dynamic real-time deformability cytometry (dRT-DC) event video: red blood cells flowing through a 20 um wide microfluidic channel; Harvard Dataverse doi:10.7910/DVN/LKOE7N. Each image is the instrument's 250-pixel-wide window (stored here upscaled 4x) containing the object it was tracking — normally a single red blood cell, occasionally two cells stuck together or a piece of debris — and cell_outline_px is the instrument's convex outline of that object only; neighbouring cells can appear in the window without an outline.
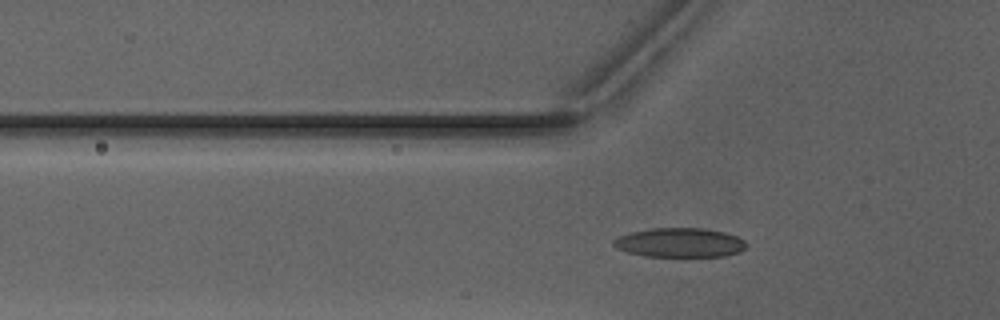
{"species": "Egyptian fruit bat (a non-hibernating species)", "species_latin": "Rousettus aegyptiacus", "temperature_condition": "warm", "stored_images_in_passage": 39, "camera_frame_rate_fps": 3000, "um_per_image_px": 0.085, "animal": {"sex": "male"}, "frame": {"image": 1, "passage_image": 14, "time_ms": 4.333, "image_size_px": [1000, 320], "cell_outline_px": [[744, 248], [740, 252], [724, 256], [644, 256], [628, 252], [616, 248], [612, 244], [612, 240], [620, 236], [632, 232], [652, 228], [704, 228], [724, 232], [736, 236], [744, 240]], "centroid_in_image_um": [57.76, 20.62], "position_along_channel_um": 68.0, "area_um2": 22.48}}
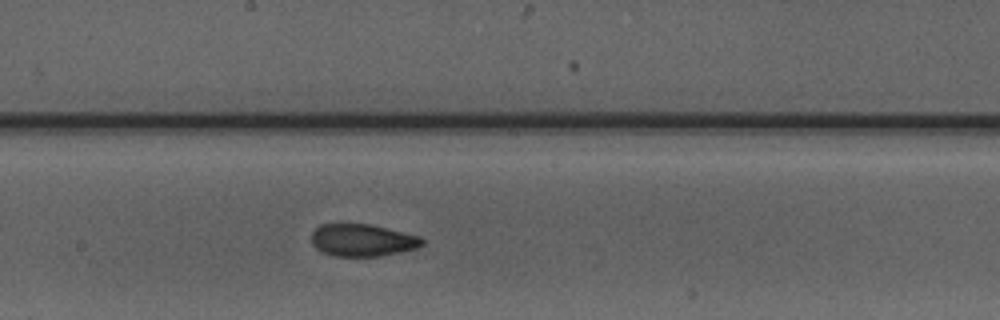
{"frame": {"image": 2, "passage_image": 25, "time_ms": 8.0, "image_size_px": [1000, 320], "cell_outline_px": [[424, 244], [416, 248], [400, 252], [380, 256], [332, 256], [316, 248], [312, 244], [312, 232], [320, 224], [368, 224], [420, 236], [424, 240]], "centroid_in_image_um": [30.8, 20.42], "position_along_channel_um": 217.4, "area_um2": 20.69}}
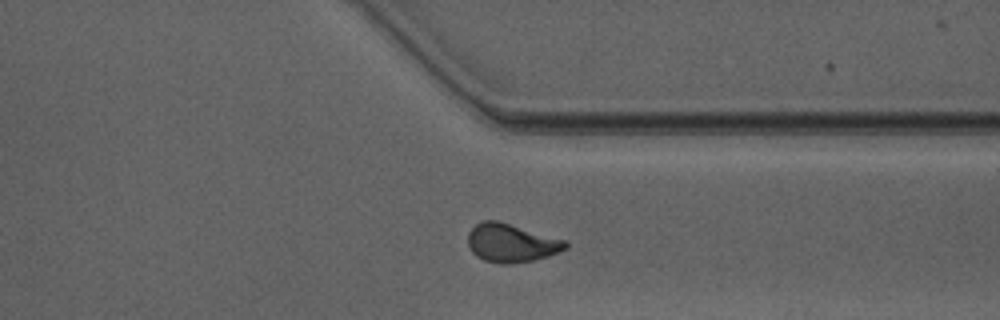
{"frame": {"image": 3, "passage_image": 36, "time_ms": 11.667, "image_size_px": [1000, 320], "cell_outline_px": [[568, 248], [548, 256], [532, 260], [512, 264], [504, 264], [484, 260], [476, 256], [472, 252], [468, 244], [468, 232], [476, 224], [484, 220], [496, 220], [568, 240]], "centroid_in_image_um": [43.48, 20.65], "position_along_channel_um": 367.9, "area_um2": 21.91}, "authors_computed_cell_mechanics": {"area_um2": 21.0392, "velocity_mm_per_s": 4.0978, "shape_relaxation_time_tau1_ms": 7.8867, "shape_relaxation_time_tau2_ms": 1.4445, "deformation_change_tau1": 0.1876, "deformation_change_tau2": 0.0822}}